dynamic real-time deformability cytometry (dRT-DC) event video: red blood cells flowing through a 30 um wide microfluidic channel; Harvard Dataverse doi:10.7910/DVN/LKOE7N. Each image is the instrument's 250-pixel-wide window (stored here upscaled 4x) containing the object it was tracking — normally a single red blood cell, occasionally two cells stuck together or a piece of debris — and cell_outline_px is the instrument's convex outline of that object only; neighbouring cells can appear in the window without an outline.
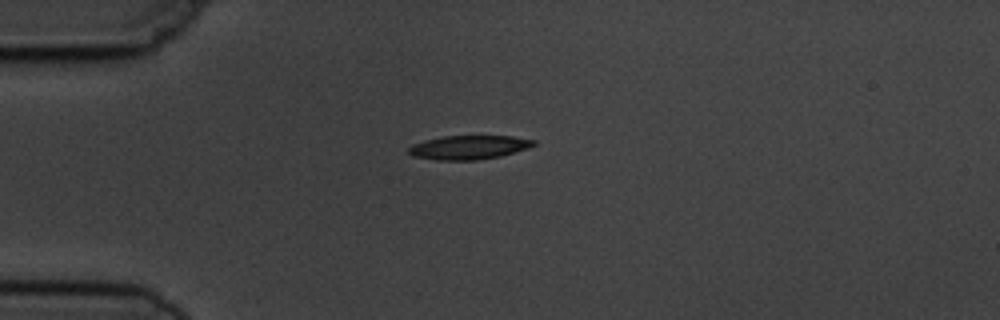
{"species": "common noctule bat (a hibernating species)", "species_latin": "Nyctalus noctula", "temperature_condition": "cold", "stored_images_in_passage": 2, "camera_frame_rate_fps": 3000, "um_per_image_px": 0.085, "animal": {"sex": "male", "body_mass_g": 19.5, "forearm_length_mm": 54.6}, "frame": {"image": 1, "passage_image": 1, "time_ms": 0.0, "image_size_px": [1000, 320], "cell_outline_px": [[536, 144], [528, 148], [500, 156], [476, 160], [436, 160], [412, 156], [408, 152], [408, 148], [412, 144], [424, 140], [444, 136], [512, 136], [536, 140]], "centroid_in_image_um": [39.83, 12.52], "position_along_channel_um": 45.2, "area_um2": 17.46}}